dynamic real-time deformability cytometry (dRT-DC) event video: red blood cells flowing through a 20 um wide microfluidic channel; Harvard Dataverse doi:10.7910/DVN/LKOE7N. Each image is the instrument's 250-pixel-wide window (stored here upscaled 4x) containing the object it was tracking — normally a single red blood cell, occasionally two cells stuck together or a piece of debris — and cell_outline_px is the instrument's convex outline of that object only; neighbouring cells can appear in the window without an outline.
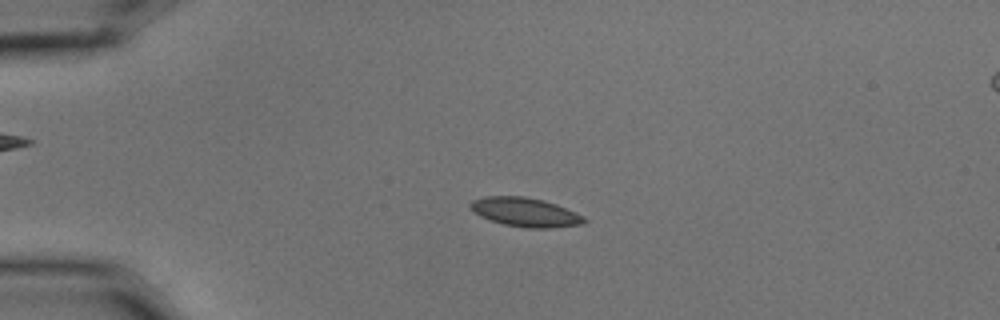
{"species": "common noctule bat (a hibernating species)", "species_latin": "Nyctalus noctula", "temperature_condition": "cold", "stored_images_in_passage": 6, "segment_of_instrument_passage": [1, 2], "camera_frame_rate_fps": 3000, "um_per_image_px": 0.085, "animal": {"sex": "male", "body_mass_g": 15.6}, "frame": {"image": 1, "passage_image": 4, "time_ms": 1.0, "image_size_px": [1000, 320], "cell_outline_px": [[588, 220], [584, 224], [548, 228], [524, 228], [504, 224], [480, 216], [472, 212], [468, 208], [468, 204], [472, 200], [484, 196], [524, 196], [544, 200], [556, 204], [576, 212], [584, 216]], "centroid_in_image_um": [44.63, 18.03], "position_along_channel_um": 40.4, "area_um2": 19.48}}